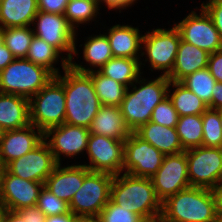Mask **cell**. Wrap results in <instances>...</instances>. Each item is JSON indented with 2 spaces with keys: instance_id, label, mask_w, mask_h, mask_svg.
Returning a JSON list of instances; mask_svg holds the SVG:
<instances>
[{
  "instance_id": "e575fe53",
  "label": "cell",
  "mask_w": 222,
  "mask_h": 222,
  "mask_svg": "<svg viewBox=\"0 0 222 222\" xmlns=\"http://www.w3.org/2000/svg\"><path fill=\"white\" fill-rule=\"evenodd\" d=\"M204 147L222 148V125L220 120V110L208 108L202 114Z\"/></svg>"
},
{
  "instance_id": "44dd1931",
  "label": "cell",
  "mask_w": 222,
  "mask_h": 222,
  "mask_svg": "<svg viewBox=\"0 0 222 222\" xmlns=\"http://www.w3.org/2000/svg\"><path fill=\"white\" fill-rule=\"evenodd\" d=\"M29 99L0 93V126L5 131L22 129L30 125Z\"/></svg>"
},
{
  "instance_id": "f546056e",
  "label": "cell",
  "mask_w": 222,
  "mask_h": 222,
  "mask_svg": "<svg viewBox=\"0 0 222 222\" xmlns=\"http://www.w3.org/2000/svg\"><path fill=\"white\" fill-rule=\"evenodd\" d=\"M175 128L184 150L202 146V115L181 116Z\"/></svg>"
},
{
  "instance_id": "f5cc1de1",
  "label": "cell",
  "mask_w": 222,
  "mask_h": 222,
  "mask_svg": "<svg viewBox=\"0 0 222 222\" xmlns=\"http://www.w3.org/2000/svg\"><path fill=\"white\" fill-rule=\"evenodd\" d=\"M5 210L6 209L4 208V206L2 204H0V222H2Z\"/></svg>"
},
{
  "instance_id": "836d02e7",
  "label": "cell",
  "mask_w": 222,
  "mask_h": 222,
  "mask_svg": "<svg viewBox=\"0 0 222 222\" xmlns=\"http://www.w3.org/2000/svg\"><path fill=\"white\" fill-rule=\"evenodd\" d=\"M99 5L93 0H69L64 16L69 25L76 30L75 25L87 23L97 17Z\"/></svg>"
},
{
  "instance_id": "f6af8a7d",
  "label": "cell",
  "mask_w": 222,
  "mask_h": 222,
  "mask_svg": "<svg viewBox=\"0 0 222 222\" xmlns=\"http://www.w3.org/2000/svg\"><path fill=\"white\" fill-rule=\"evenodd\" d=\"M104 2L108 9H125L133 4V2L137 0H99L98 5H100L101 2Z\"/></svg>"
},
{
  "instance_id": "b9f144b4",
  "label": "cell",
  "mask_w": 222,
  "mask_h": 222,
  "mask_svg": "<svg viewBox=\"0 0 222 222\" xmlns=\"http://www.w3.org/2000/svg\"><path fill=\"white\" fill-rule=\"evenodd\" d=\"M27 222H46L47 216L35 205L16 211Z\"/></svg>"
},
{
  "instance_id": "484cf974",
  "label": "cell",
  "mask_w": 222,
  "mask_h": 222,
  "mask_svg": "<svg viewBox=\"0 0 222 222\" xmlns=\"http://www.w3.org/2000/svg\"><path fill=\"white\" fill-rule=\"evenodd\" d=\"M38 11L37 0H1L0 27L31 26Z\"/></svg>"
},
{
  "instance_id": "4fadbf2b",
  "label": "cell",
  "mask_w": 222,
  "mask_h": 222,
  "mask_svg": "<svg viewBox=\"0 0 222 222\" xmlns=\"http://www.w3.org/2000/svg\"><path fill=\"white\" fill-rule=\"evenodd\" d=\"M161 202L190 186L185 151L165 155L161 167L150 178Z\"/></svg>"
},
{
  "instance_id": "f1b7e54d",
  "label": "cell",
  "mask_w": 222,
  "mask_h": 222,
  "mask_svg": "<svg viewBox=\"0 0 222 222\" xmlns=\"http://www.w3.org/2000/svg\"><path fill=\"white\" fill-rule=\"evenodd\" d=\"M60 52L43 39L34 35L27 52V60L42 66L50 71L54 76L59 75V69L54 67L55 62L59 61ZM59 57V58H58Z\"/></svg>"
},
{
  "instance_id": "5bb4252c",
  "label": "cell",
  "mask_w": 222,
  "mask_h": 222,
  "mask_svg": "<svg viewBox=\"0 0 222 222\" xmlns=\"http://www.w3.org/2000/svg\"><path fill=\"white\" fill-rule=\"evenodd\" d=\"M47 141L44 139L34 149L9 162L4 168L17 177L44 184L58 165Z\"/></svg>"
},
{
  "instance_id": "d590c367",
  "label": "cell",
  "mask_w": 222,
  "mask_h": 222,
  "mask_svg": "<svg viewBox=\"0 0 222 222\" xmlns=\"http://www.w3.org/2000/svg\"><path fill=\"white\" fill-rule=\"evenodd\" d=\"M36 206L46 215H60L70 212L69 204L57 198L47 188L43 187Z\"/></svg>"
},
{
  "instance_id": "7402d4cb",
  "label": "cell",
  "mask_w": 222,
  "mask_h": 222,
  "mask_svg": "<svg viewBox=\"0 0 222 222\" xmlns=\"http://www.w3.org/2000/svg\"><path fill=\"white\" fill-rule=\"evenodd\" d=\"M90 134L125 140L132 132L127 126L120 107L102 105L89 127Z\"/></svg>"
},
{
  "instance_id": "1f68e13d",
  "label": "cell",
  "mask_w": 222,
  "mask_h": 222,
  "mask_svg": "<svg viewBox=\"0 0 222 222\" xmlns=\"http://www.w3.org/2000/svg\"><path fill=\"white\" fill-rule=\"evenodd\" d=\"M9 27L3 29V42L15 58H26L32 38L33 28Z\"/></svg>"
},
{
  "instance_id": "f907efd6",
  "label": "cell",
  "mask_w": 222,
  "mask_h": 222,
  "mask_svg": "<svg viewBox=\"0 0 222 222\" xmlns=\"http://www.w3.org/2000/svg\"><path fill=\"white\" fill-rule=\"evenodd\" d=\"M4 167L0 165V204L2 201V177H3Z\"/></svg>"
},
{
  "instance_id": "681fc988",
  "label": "cell",
  "mask_w": 222,
  "mask_h": 222,
  "mask_svg": "<svg viewBox=\"0 0 222 222\" xmlns=\"http://www.w3.org/2000/svg\"><path fill=\"white\" fill-rule=\"evenodd\" d=\"M75 222H100L99 217H93V216H81L77 217Z\"/></svg>"
},
{
  "instance_id": "bcb514c9",
  "label": "cell",
  "mask_w": 222,
  "mask_h": 222,
  "mask_svg": "<svg viewBox=\"0 0 222 222\" xmlns=\"http://www.w3.org/2000/svg\"><path fill=\"white\" fill-rule=\"evenodd\" d=\"M77 217L70 211L60 215L47 216L46 222H75Z\"/></svg>"
},
{
  "instance_id": "7a4b0ae2",
  "label": "cell",
  "mask_w": 222,
  "mask_h": 222,
  "mask_svg": "<svg viewBox=\"0 0 222 222\" xmlns=\"http://www.w3.org/2000/svg\"><path fill=\"white\" fill-rule=\"evenodd\" d=\"M115 175L110 189V200L139 215L143 220L160 216L162 202L157 197L150 178L128 173Z\"/></svg>"
},
{
  "instance_id": "ab89813d",
  "label": "cell",
  "mask_w": 222,
  "mask_h": 222,
  "mask_svg": "<svg viewBox=\"0 0 222 222\" xmlns=\"http://www.w3.org/2000/svg\"><path fill=\"white\" fill-rule=\"evenodd\" d=\"M39 11L54 14H64L69 0H37Z\"/></svg>"
},
{
  "instance_id": "ac0fdd59",
  "label": "cell",
  "mask_w": 222,
  "mask_h": 222,
  "mask_svg": "<svg viewBox=\"0 0 222 222\" xmlns=\"http://www.w3.org/2000/svg\"><path fill=\"white\" fill-rule=\"evenodd\" d=\"M43 140L44 133L32 124L22 129L5 131L0 141V165L5 167L9 162L34 149Z\"/></svg>"
},
{
  "instance_id": "60d3db41",
  "label": "cell",
  "mask_w": 222,
  "mask_h": 222,
  "mask_svg": "<svg viewBox=\"0 0 222 222\" xmlns=\"http://www.w3.org/2000/svg\"><path fill=\"white\" fill-rule=\"evenodd\" d=\"M207 68L215 80L222 83V49L210 54Z\"/></svg>"
},
{
  "instance_id": "3957f363",
  "label": "cell",
  "mask_w": 222,
  "mask_h": 222,
  "mask_svg": "<svg viewBox=\"0 0 222 222\" xmlns=\"http://www.w3.org/2000/svg\"><path fill=\"white\" fill-rule=\"evenodd\" d=\"M165 222H218L216 199L212 189L189 187L162 202Z\"/></svg>"
},
{
  "instance_id": "74e56055",
  "label": "cell",
  "mask_w": 222,
  "mask_h": 222,
  "mask_svg": "<svg viewBox=\"0 0 222 222\" xmlns=\"http://www.w3.org/2000/svg\"><path fill=\"white\" fill-rule=\"evenodd\" d=\"M179 115L172 101L166 97L153 110L150 121L166 127H176Z\"/></svg>"
},
{
  "instance_id": "7bdbcfd3",
  "label": "cell",
  "mask_w": 222,
  "mask_h": 222,
  "mask_svg": "<svg viewBox=\"0 0 222 222\" xmlns=\"http://www.w3.org/2000/svg\"><path fill=\"white\" fill-rule=\"evenodd\" d=\"M212 90L211 109L222 110V83L216 82Z\"/></svg>"
},
{
  "instance_id": "83f0119b",
  "label": "cell",
  "mask_w": 222,
  "mask_h": 222,
  "mask_svg": "<svg viewBox=\"0 0 222 222\" xmlns=\"http://www.w3.org/2000/svg\"><path fill=\"white\" fill-rule=\"evenodd\" d=\"M171 86L175 87V89L171 95L170 90H168V97L172 101L179 117L202 115L208 109V105L203 100L180 82L170 81L169 87Z\"/></svg>"
},
{
  "instance_id": "4dcf8cb0",
  "label": "cell",
  "mask_w": 222,
  "mask_h": 222,
  "mask_svg": "<svg viewBox=\"0 0 222 222\" xmlns=\"http://www.w3.org/2000/svg\"><path fill=\"white\" fill-rule=\"evenodd\" d=\"M84 43L83 58L90 67L101 68L111 58H113L110 42L106 34L89 37Z\"/></svg>"
},
{
  "instance_id": "5b68a950",
  "label": "cell",
  "mask_w": 222,
  "mask_h": 222,
  "mask_svg": "<svg viewBox=\"0 0 222 222\" xmlns=\"http://www.w3.org/2000/svg\"><path fill=\"white\" fill-rule=\"evenodd\" d=\"M55 76L26 58H15L0 71V93L31 99Z\"/></svg>"
},
{
  "instance_id": "cb8c5ba5",
  "label": "cell",
  "mask_w": 222,
  "mask_h": 222,
  "mask_svg": "<svg viewBox=\"0 0 222 222\" xmlns=\"http://www.w3.org/2000/svg\"><path fill=\"white\" fill-rule=\"evenodd\" d=\"M108 30L106 36L110 42L113 57L140 58L138 51L142 48L143 35H140L137 27L116 24Z\"/></svg>"
},
{
  "instance_id": "d6a6232c",
  "label": "cell",
  "mask_w": 222,
  "mask_h": 222,
  "mask_svg": "<svg viewBox=\"0 0 222 222\" xmlns=\"http://www.w3.org/2000/svg\"><path fill=\"white\" fill-rule=\"evenodd\" d=\"M217 81L208 68L200 69L183 78L180 83L195 93L211 108L212 89Z\"/></svg>"
},
{
  "instance_id": "db71d44e",
  "label": "cell",
  "mask_w": 222,
  "mask_h": 222,
  "mask_svg": "<svg viewBox=\"0 0 222 222\" xmlns=\"http://www.w3.org/2000/svg\"><path fill=\"white\" fill-rule=\"evenodd\" d=\"M5 130L3 129L2 126H0V141L2 140L3 136H4Z\"/></svg>"
},
{
  "instance_id": "9f6ffc18",
  "label": "cell",
  "mask_w": 222,
  "mask_h": 222,
  "mask_svg": "<svg viewBox=\"0 0 222 222\" xmlns=\"http://www.w3.org/2000/svg\"><path fill=\"white\" fill-rule=\"evenodd\" d=\"M220 120H221V125H222V110H220Z\"/></svg>"
},
{
  "instance_id": "d6986e66",
  "label": "cell",
  "mask_w": 222,
  "mask_h": 222,
  "mask_svg": "<svg viewBox=\"0 0 222 222\" xmlns=\"http://www.w3.org/2000/svg\"><path fill=\"white\" fill-rule=\"evenodd\" d=\"M90 170L82 165H71L61 168V163L58 164L53 172L48 176L44 183L47 188L57 198L64 200L68 204L72 197L83 185L84 177Z\"/></svg>"
},
{
  "instance_id": "603a6c76",
  "label": "cell",
  "mask_w": 222,
  "mask_h": 222,
  "mask_svg": "<svg viewBox=\"0 0 222 222\" xmlns=\"http://www.w3.org/2000/svg\"><path fill=\"white\" fill-rule=\"evenodd\" d=\"M134 132L164 155L177 154L185 151L175 127H166L149 121L141 125Z\"/></svg>"
},
{
  "instance_id": "2e32d148",
  "label": "cell",
  "mask_w": 222,
  "mask_h": 222,
  "mask_svg": "<svg viewBox=\"0 0 222 222\" xmlns=\"http://www.w3.org/2000/svg\"><path fill=\"white\" fill-rule=\"evenodd\" d=\"M89 136L88 128L67 123L52 127L44 133L45 140L50 138L47 144L58 164L61 162V154L72 158L86 150Z\"/></svg>"
},
{
  "instance_id": "8d00e7d4",
  "label": "cell",
  "mask_w": 222,
  "mask_h": 222,
  "mask_svg": "<svg viewBox=\"0 0 222 222\" xmlns=\"http://www.w3.org/2000/svg\"><path fill=\"white\" fill-rule=\"evenodd\" d=\"M100 222H142L143 219L125 208H122L118 204H115L111 200L101 210L99 214Z\"/></svg>"
},
{
  "instance_id": "d4e9b609",
  "label": "cell",
  "mask_w": 222,
  "mask_h": 222,
  "mask_svg": "<svg viewBox=\"0 0 222 222\" xmlns=\"http://www.w3.org/2000/svg\"><path fill=\"white\" fill-rule=\"evenodd\" d=\"M69 66L80 73H87L92 81L94 90L100 100V103L104 106H121L124 99L127 87L118 83L117 81L108 78L101 74L98 70L85 68L80 64L69 62Z\"/></svg>"
},
{
  "instance_id": "ffe728a7",
  "label": "cell",
  "mask_w": 222,
  "mask_h": 222,
  "mask_svg": "<svg viewBox=\"0 0 222 222\" xmlns=\"http://www.w3.org/2000/svg\"><path fill=\"white\" fill-rule=\"evenodd\" d=\"M210 54L181 39L172 71L167 75L170 81L180 82L188 75L207 67Z\"/></svg>"
},
{
  "instance_id": "11a10c76",
  "label": "cell",
  "mask_w": 222,
  "mask_h": 222,
  "mask_svg": "<svg viewBox=\"0 0 222 222\" xmlns=\"http://www.w3.org/2000/svg\"><path fill=\"white\" fill-rule=\"evenodd\" d=\"M3 42V29L0 27V44Z\"/></svg>"
},
{
  "instance_id": "52a82bcc",
  "label": "cell",
  "mask_w": 222,
  "mask_h": 222,
  "mask_svg": "<svg viewBox=\"0 0 222 222\" xmlns=\"http://www.w3.org/2000/svg\"><path fill=\"white\" fill-rule=\"evenodd\" d=\"M114 175L90 171L83 185L72 197L69 208L76 216L98 217L110 200V189Z\"/></svg>"
},
{
  "instance_id": "e0dca14e",
  "label": "cell",
  "mask_w": 222,
  "mask_h": 222,
  "mask_svg": "<svg viewBox=\"0 0 222 222\" xmlns=\"http://www.w3.org/2000/svg\"><path fill=\"white\" fill-rule=\"evenodd\" d=\"M44 184L22 179L5 168L2 177V201L6 210L17 211L37 204Z\"/></svg>"
},
{
  "instance_id": "9a60e30c",
  "label": "cell",
  "mask_w": 222,
  "mask_h": 222,
  "mask_svg": "<svg viewBox=\"0 0 222 222\" xmlns=\"http://www.w3.org/2000/svg\"><path fill=\"white\" fill-rule=\"evenodd\" d=\"M200 11V15L191 11L182 21L175 23V27L183 41L212 54L222 49V40L207 12L202 7Z\"/></svg>"
},
{
  "instance_id": "4316f807",
  "label": "cell",
  "mask_w": 222,
  "mask_h": 222,
  "mask_svg": "<svg viewBox=\"0 0 222 222\" xmlns=\"http://www.w3.org/2000/svg\"><path fill=\"white\" fill-rule=\"evenodd\" d=\"M141 65L145 64H142L139 59L113 57L98 71L128 88V85L131 86L140 78Z\"/></svg>"
},
{
  "instance_id": "277c9868",
  "label": "cell",
  "mask_w": 222,
  "mask_h": 222,
  "mask_svg": "<svg viewBox=\"0 0 222 222\" xmlns=\"http://www.w3.org/2000/svg\"><path fill=\"white\" fill-rule=\"evenodd\" d=\"M138 78L135 84H141L137 88L134 83L133 89L127 88L120 110L129 129L134 132L141 125L150 121L154 108L168 97L169 78L161 75L154 80ZM147 82V83H146Z\"/></svg>"
},
{
  "instance_id": "f35d334b",
  "label": "cell",
  "mask_w": 222,
  "mask_h": 222,
  "mask_svg": "<svg viewBox=\"0 0 222 222\" xmlns=\"http://www.w3.org/2000/svg\"><path fill=\"white\" fill-rule=\"evenodd\" d=\"M201 7L207 12L213 21L222 40V0H209L206 4L203 2Z\"/></svg>"
},
{
  "instance_id": "ba28073f",
  "label": "cell",
  "mask_w": 222,
  "mask_h": 222,
  "mask_svg": "<svg viewBox=\"0 0 222 222\" xmlns=\"http://www.w3.org/2000/svg\"><path fill=\"white\" fill-rule=\"evenodd\" d=\"M191 187L214 189L222 183V148L199 146L185 150Z\"/></svg>"
},
{
  "instance_id": "7c38bea8",
  "label": "cell",
  "mask_w": 222,
  "mask_h": 222,
  "mask_svg": "<svg viewBox=\"0 0 222 222\" xmlns=\"http://www.w3.org/2000/svg\"><path fill=\"white\" fill-rule=\"evenodd\" d=\"M124 141L90 134L86 149L90 165L84 164V166L93 172H104L114 176L121 174L124 162Z\"/></svg>"
},
{
  "instance_id": "8fae6325",
  "label": "cell",
  "mask_w": 222,
  "mask_h": 222,
  "mask_svg": "<svg viewBox=\"0 0 222 222\" xmlns=\"http://www.w3.org/2000/svg\"><path fill=\"white\" fill-rule=\"evenodd\" d=\"M164 154L135 132L124 141L123 171L137 177L151 178L161 167Z\"/></svg>"
},
{
  "instance_id": "ee69618b",
  "label": "cell",
  "mask_w": 222,
  "mask_h": 222,
  "mask_svg": "<svg viewBox=\"0 0 222 222\" xmlns=\"http://www.w3.org/2000/svg\"><path fill=\"white\" fill-rule=\"evenodd\" d=\"M15 57L11 51L6 47L4 42L0 44V71H2L8 64H10Z\"/></svg>"
},
{
  "instance_id": "7dc6e473",
  "label": "cell",
  "mask_w": 222,
  "mask_h": 222,
  "mask_svg": "<svg viewBox=\"0 0 222 222\" xmlns=\"http://www.w3.org/2000/svg\"><path fill=\"white\" fill-rule=\"evenodd\" d=\"M213 192L216 199L218 219H222V183L216 188H214Z\"/></svg>"
},
{
  "instance_id": "30bf717a",
  "label": "cell",
  "mask_w": 222,
  "mask_h": 222,
  "mask_svg": "<svg viewBox=\"0 0 222 222\" xmlns=\"http://www.w3.org/2000/svg\"><path fill=\"white\" fill-rule=\"evenodd\" d=\"M180 41L181 35L175 26L169 30L146 31L142 38V48L148 57L145 61L149 60L152 69L164 70L163 75L167 76L173 69Z\"/></svg>"
},
{
  "instance_id": "816d5d0a",
  "label": "cell",
  "mask_w": 222,
  "mask_h": 222,
  "mask_svg": "<svg viewBox=\"0 0 222 222\" xmlns=\"http://www.w3.org/2000/svg\"><path fill=\"white\" fill-rule=\"evenodd\" d=\"M142 222H165V221H164L163 217L160 215V216H157V217H154L151 219H145Z\"/></svg>"
},
{
  "instance_id": "9c48e42d",
  "label": "cell",
  "mask_w": 222,
  "mask_h": 222,
  "mask_svg": "<svg viewBox=\"0 0 222 222\" xmlns=\"http://www.w3.org/2000/svg\"><path fill=\"white\" fill-rule=\"evenodd\" d=\"M32 24H37L36 28L33 29L35 36L52 45L60 53H68L66 57L68 62L73 60L72 55L78 54L75 45L76 32L69 25L64 14L38 11Z\"/></svg>"
},
{
  "instance_id": "6da1fadb",
  "label": "cell",
  "mask_w": 222,
  "mask_h": 222,
  "mask_svg": "<svg viewBox=\"0 0 222 222\" xmlns=\"http://www.w3.org/2000/svg\"><path fill=\"white\" fill-rule=\"evenodd\" d=\"M64 75L55 76L65 91V123L88 128L102 104L94 90L93 81L87 73H80L69 66L62 56Z\"/></svg>"
},
{
  "instance_id": "8992f818",
  "label": "cell",
  "mask_w": 222,
  "mask_h": 222,
  "mask_svg": "<svg viewBox=\"0 0 222 222\" xmlns=\"http://www.w3.org/2000/svg\"><path fill=\"white\" fill-rule=\"evenodd\" d=\"M29 101L30 123L43 133L65 123V91L63 85L55 77Z\"/></svg>"
},
{
  "instance_id": "c3c4849f",
  "label": "cell",
  "mask_w": 222,
  "mask_h": 222,
  "mask_svg": "<svg viewBox=\"0 0 222 222\" xmlns=\"http://www.w3.org/2000/svg\"><path fill=\"white\" fill-rule=\"evenodd\" d=\"M2 222H27L16 211L5 210Z\"/></svg>"
}]
</instances>
